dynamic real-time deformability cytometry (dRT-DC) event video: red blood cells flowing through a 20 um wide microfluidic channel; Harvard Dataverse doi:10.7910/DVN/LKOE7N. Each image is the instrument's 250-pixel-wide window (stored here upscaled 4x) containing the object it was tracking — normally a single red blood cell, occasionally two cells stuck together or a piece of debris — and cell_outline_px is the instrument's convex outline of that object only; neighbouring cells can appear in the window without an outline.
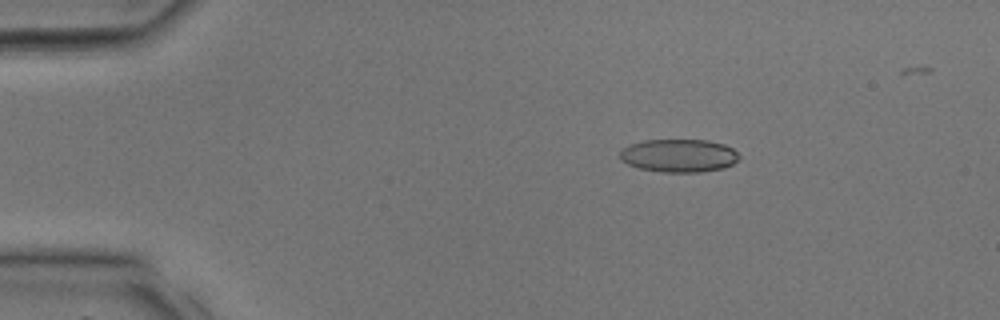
{"species": "common noctule bat (a hibernating species)", "species_latin": "Nyctalus noctula", "temperature_condition": "room temperature", "stored_images_in_passage": 34, "camera_frame_rate_fps": 3000, "um_per_image_px": 0.085, "animal": {"sex": "male", "body_mass_g": 17.9, "forearm_length_mm": 54.2}, "frame": {"image": 1, "passage_image": 6, "time_ms": 1.667, "image_size_px": [1000, 320], "cell_outline_px": [[740, 156], [732, 164], [724, 168], [700, 172], [664, 172], [640, 168], [628, 164], [620, 160], [620, 152], [628, 144], [644, 140], [708, 140], [724, 144], [732, 148]], "centroid_in_image_um": [57.69, 13.22], "position_along_channel_um": 27.3, "area_um2": 22.95}}
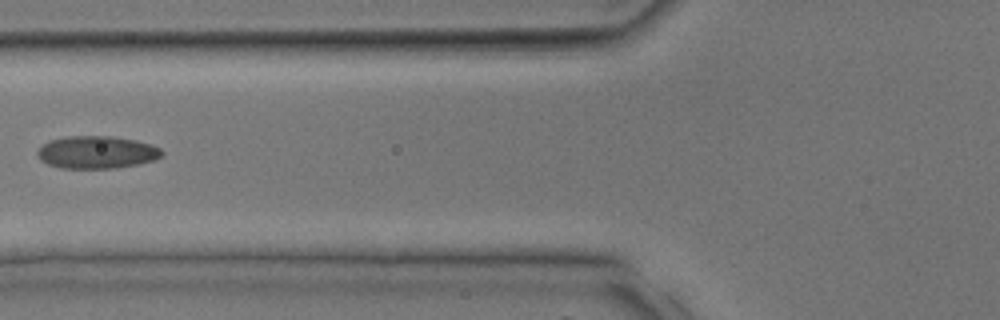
{"frame": {"image": 2, "passage_image": 14, "time_ms": 4.333, "image_size_px": [1000, 320], "cell_outline_px": [[164, 152], [160, 156], [152, 160], [140, 164], [116, 168], [60, 168], [48, 164], [40, 160], [36, 152], [48, 140], [64, 136], [112, 136], [136, 140], [152, 144], [160, 148]], "centroid_in_image_um": [8.21, 12.94], "position_along_channel_um": 117.6, "area_um2": 23.76}}
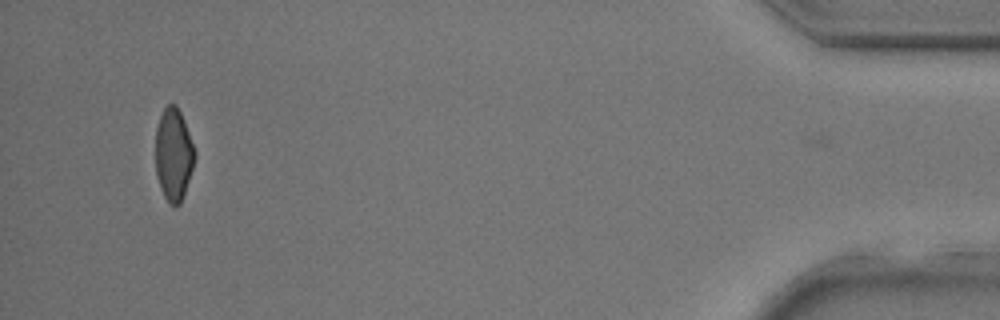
{"frame": {"image": 3, "passage_image": 33, "time_ms": 10.667, "image_size_px": [1000, 320], "cell_outline_px": [[196, 156], [180, 204], [176, 208], [164, 196], [160, 188], [156, 172], [156, 128], [160, 116], [164, 108], [168, 104], [176, 104], [184, 120], [196, 152]], "centroid_in_image_um": [14.75, 13.11], "position_along_channel_um": 420.4, "area_um2": 20.92}}